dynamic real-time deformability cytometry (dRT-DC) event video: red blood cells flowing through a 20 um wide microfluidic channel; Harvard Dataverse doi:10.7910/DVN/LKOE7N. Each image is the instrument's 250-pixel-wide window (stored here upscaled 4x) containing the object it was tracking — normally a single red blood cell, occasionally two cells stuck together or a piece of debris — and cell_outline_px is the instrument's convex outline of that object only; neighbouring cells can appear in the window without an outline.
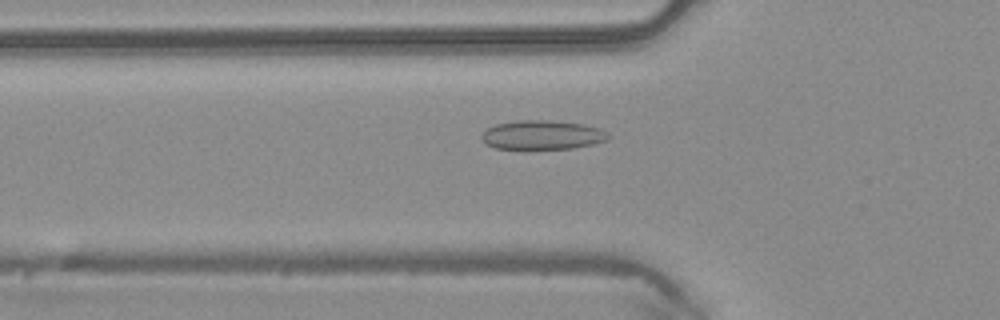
{"species": "common noctule bat (a hibernating species)", "species_latin": "Nyctalus noctula", "temperature_condition": "warm", "stored_images_in_passage": 35, "camera_frame_rate_fps": 3000, "um_per_image_px": 0.085, "animal": {"sex": "male", "body_mass_g": 20.4}, "frame": {"image": 1, "passage_image": 3, "time_ms": 0.667, "image_size_px": [1000, 320], "cell_outline_px": [[608, 140], [592, 144], [572, 148], [524, 152], [496, 148], [484, 144], [480, 136], [488, 128], [496, 124], [520, 120], [544, 120], [584, 124], [596, 128], [604, 132], [608, 136]], "centroid_in_image_um": [45.99, 11.53], "position_along_channel_um": 79.8, "area_um2": 22.14}}
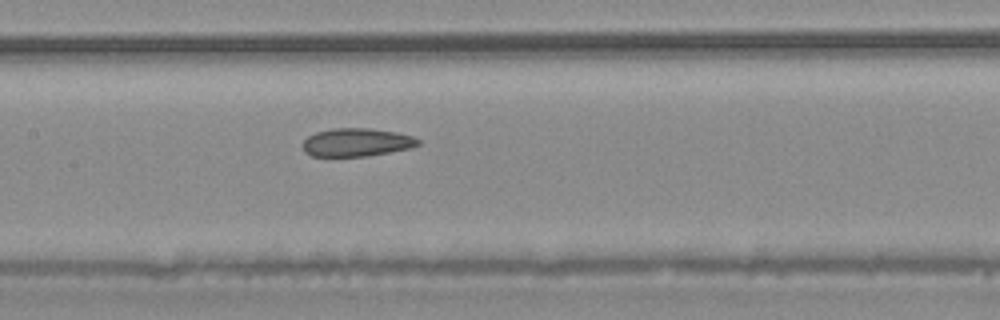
{"frame": {"image": 2, "passage_image": 10, "time_ms": 3.0, "image_size_px": [1000, 320], "cell_outline_px": [[420, 144], [412, 148], [368, 156], [312, 156], [304, 152], [304, 140], [308, 136], [316, 132], [332, 128], [368, 128], [396, 132], [412, 136], [420, 140]], "centroid_in_image_um": [30.33, 12.1], "position_along_channel_um": 177.1, "area_um2": 18.96}}
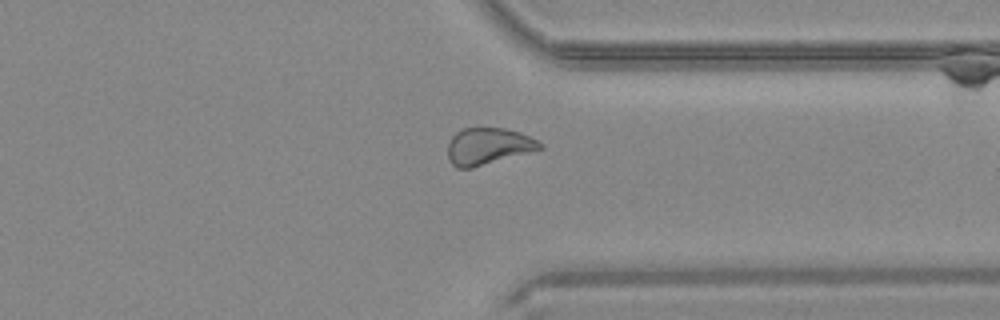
{"frame": {"image": 3, "passage_image": 24, "time_ms": 7.667, "image_size_px": [1000, 320], "cell_outline_px": [[544, 148], [472, 168], [456, 168], [448, 160], [448, 144], [452, 136], [456, 132], [464, 128], [504, 128], [520, 132], [544, 144]], "centroid_in_image_um": [41.48, 12.43], "position_along_channel_um": 369.9, "area_um2": 19.71}, "authors_computed_cell_mechanics": {"area_um2": 19.9988, "velocity_mm_per_s": 4.1489, "shape_relaxation_time_tau1_ms": null, "shape_relaxation_time_tau2_ms": 2.9267, "deformation_change_tau1": null, "deformation_change_tau2": 0.0878}}